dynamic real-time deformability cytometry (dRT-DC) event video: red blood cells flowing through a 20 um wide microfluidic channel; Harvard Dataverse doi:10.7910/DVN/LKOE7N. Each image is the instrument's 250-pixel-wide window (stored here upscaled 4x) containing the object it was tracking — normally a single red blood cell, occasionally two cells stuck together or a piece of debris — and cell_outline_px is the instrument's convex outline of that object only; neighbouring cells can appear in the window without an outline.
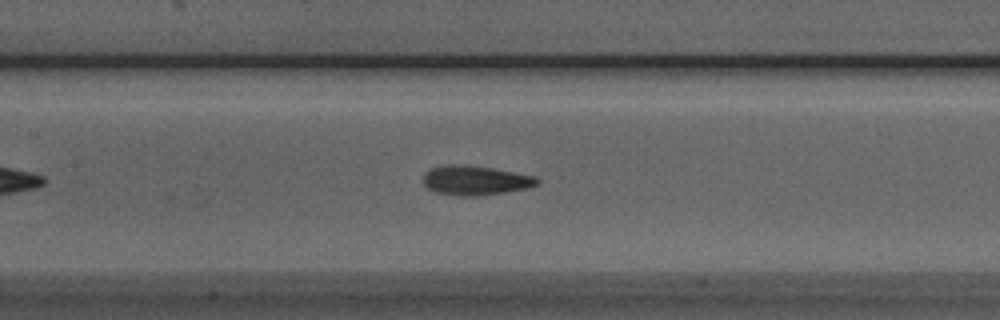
{"species": "Egyptian fruit bat (a non-hibernating species)", "species_latin": "Rousettus aegyptiacus", "temperature_condition": "room temperature", "stored_images_in_passage": 43, "camera_frame_rate_fps": 3000, "um_per_image_px": 0.085, "animal": {"sex": "male"}, "frame": {"image": 1, "passage_image": 15, "time_ms": 4.667, "image_size_px": [1000, 320], "cell_outline_px": [[540, 184], [528, 188], [504, 192], [476, 196], [456, 196], [436, 192], [428, 188], [424, 184], [424, 172], [432, 168], [448, 164], [464, 164], [492, 168], [536, 176], [540, 180]], "centroid_in_image_um": [40.42, 15.33], "position_along_channel_um": 167.0, "area_um2": 19.65}}
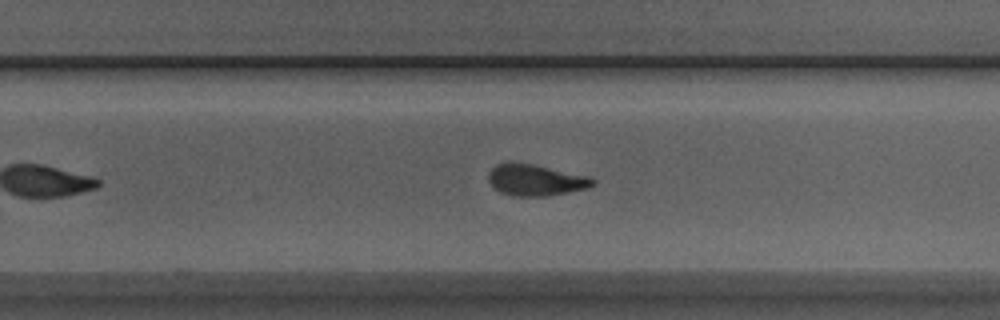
{"frame": {"image": 2, "passage_image": 24, "time_ms": 7.667, "image_size_px": [1000, 320], "cell_outline_px": [[596, 184], [588, 188], [548, 196], [516, 196], [500, 192], [488, 180], [488, 172], [496, 164], [508, 160], [532, 164], [592, 176], [596, 180]], "centroid_in_image_um": [45.55, 15.28], "position_along_channel_um": 284.2, "area_um2": 19.42}}
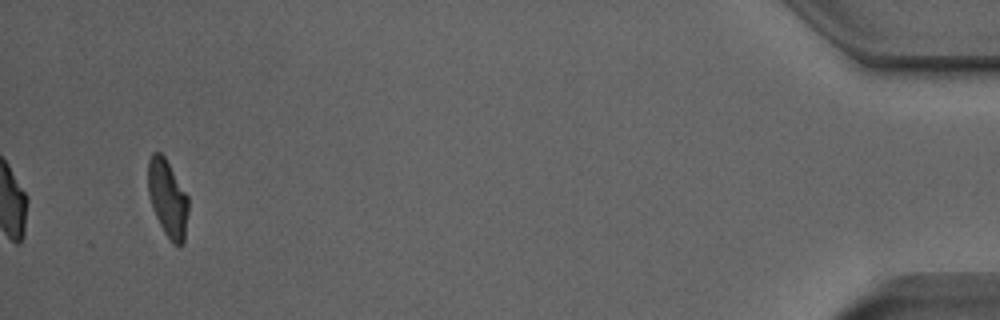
{"frame": {"image": 3, "passage_image": 41, "time_ms": 13.333, "image_size_px": [1000, 320], "cell_outline_px": [[188, 212], [184, 244], [180, 248], [164, 232], [152, 208], [148, 192], [148, 160], [152, 152], [160, 152], [164, 156], [188, 196]], "centroid_in_image_um": [14.25, 16.86], "position_along_channel_um": 420.9, "area_um2": 18.03}, "authors_computed_cell_mechanics": {"area_um2": 19.1896, "velocity_mm_per_s": 3.9321, "shape_relaxation_time_tau1_ms": 3.6321, "shape_relaxation_time_tau2_ms": 1.5686, "deformation_change_tau1": 0.1428, "deformation_change_tau2": 0.0966}}